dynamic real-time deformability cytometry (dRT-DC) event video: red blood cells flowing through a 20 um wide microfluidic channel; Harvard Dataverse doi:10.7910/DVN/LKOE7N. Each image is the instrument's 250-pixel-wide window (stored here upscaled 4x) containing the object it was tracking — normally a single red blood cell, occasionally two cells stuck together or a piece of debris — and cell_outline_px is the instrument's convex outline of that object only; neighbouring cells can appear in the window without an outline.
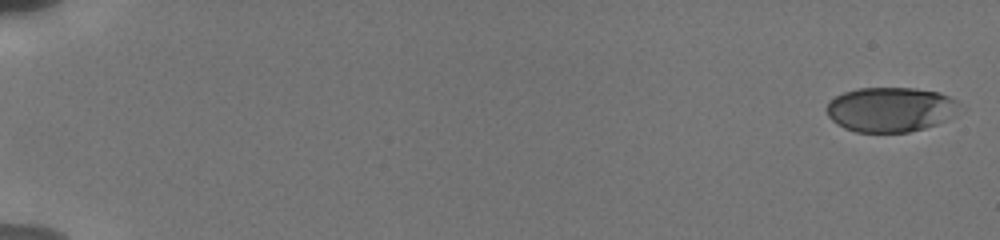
{"species": "human", "species_latin": "Homo sapiens", "temperature_condition": "cold", "stored_images_in_passage": 12, "camera_frame_rate_fps": 3000, "um_per_image_px": 0.085, "donor": {"sex": "male"}, "frame": {"image": 1, "passage_image": 1, "time_ms": 0.0, "image_size_px": [1000, 240], "cell_outline_px": [[956, 100], [944, 120], [936, 124], [924, 128], [908, 132], [856, 132], [844, 128], [836, 124], [828, 116], [824, 108], [828, 100], [844, 92], [860, 88], [916, 88], [940, 92]], "centroid_in_image_um": [75.53, 9.3], "position_along_channel_um": 9.5, "area_um2": 34.04}}
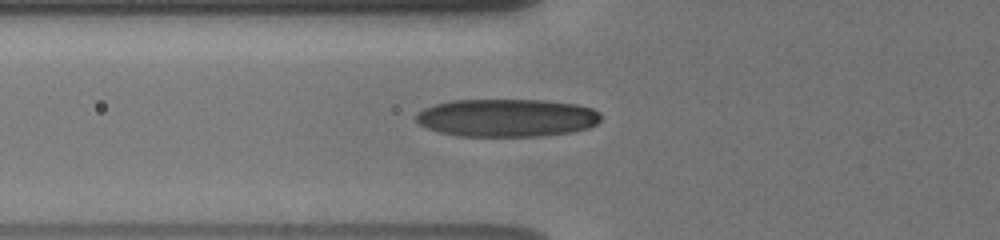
{"frame": {"image": 2, "passage_image": 10, "time_ms": 7.0, "image_size_px": [1000, 240], "cell_outline_px": [[600, 120], [596, 124], [588, 128], [572, 132], [540, 136], [456, 136], [440, 132], [428, 128], [420, 124], [416, 120], [416, 112], [424, 108], [436, 104], [452, 100], [544, 100], [576, 104], [592, 108], [600, 112]], "centroid_in_image_um": [43.09, 10.01], "position_along_channel_um": 82.7, "area_um2": 40.92}}
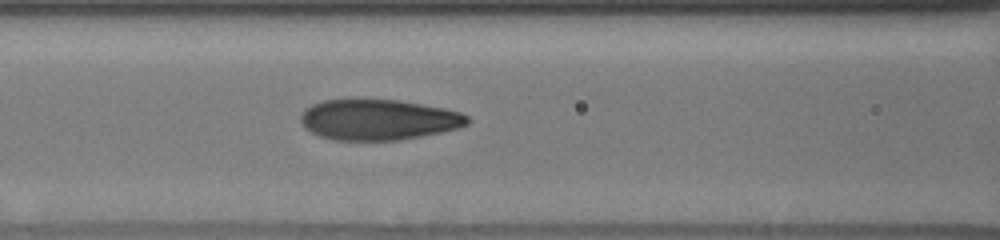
{"frame": {"image": 3, "passage_image": 12, "time_ms": 8.333, "image_size_px": [1000, 240], "cell_outline_px": [[472, 120], [468, 124], [460, 128], [400, 140], [332, 140], [320, 136], [304, 128], [300, 120], [300, 116], [304, 108], [312, 104], [324, 100], [400, 100], [444, 108], [460, 112], [468, 116]], "centroid_in_image_um": [32.17, 10.18], "position_along_channel_um": 134.4, "area_um2": 39.59}}